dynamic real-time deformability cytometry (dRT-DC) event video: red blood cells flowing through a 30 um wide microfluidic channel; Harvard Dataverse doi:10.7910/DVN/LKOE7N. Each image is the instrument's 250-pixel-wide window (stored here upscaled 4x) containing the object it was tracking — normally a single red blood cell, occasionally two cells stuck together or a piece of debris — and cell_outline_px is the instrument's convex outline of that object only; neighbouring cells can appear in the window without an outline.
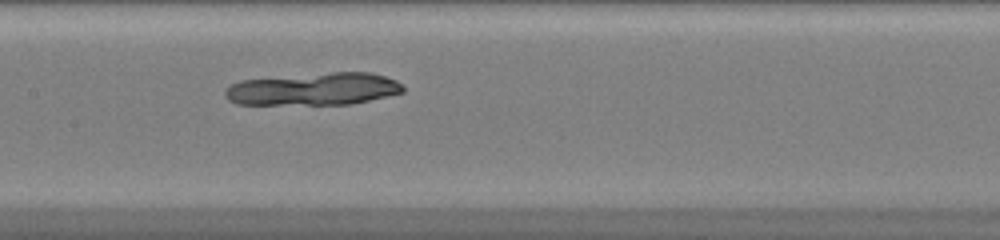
{"species": "common noctule bat (a hibernating species)", "species_latin": "Nyctalus noctula", "temperature_condition": "warm", "stored_images_in_passage": 38, "camera_frame_rate_fps": 3000, "um_per_image_px": 0.085, "animal": {"sex": "female", "body_mass_g": 20.0, "forearm_length_mm": 54.0}, "frame": {"image": 1, "passage_image": 14, "time_ms": 4.333, "image_size_px": [1000, 240], "cell_outline_px": [[404, 92], [352, 104], [236, 104], [228, 100], [224, 96], [224, 92], [232, 84], [240, 80], [332, 72], [368, 72], [384, 76], [396, 80], [404, 88]], "centroid_in_image_um": [26.66, 7.57], "position_along_channel_um": 180.7, "area_um2": 33.47}}